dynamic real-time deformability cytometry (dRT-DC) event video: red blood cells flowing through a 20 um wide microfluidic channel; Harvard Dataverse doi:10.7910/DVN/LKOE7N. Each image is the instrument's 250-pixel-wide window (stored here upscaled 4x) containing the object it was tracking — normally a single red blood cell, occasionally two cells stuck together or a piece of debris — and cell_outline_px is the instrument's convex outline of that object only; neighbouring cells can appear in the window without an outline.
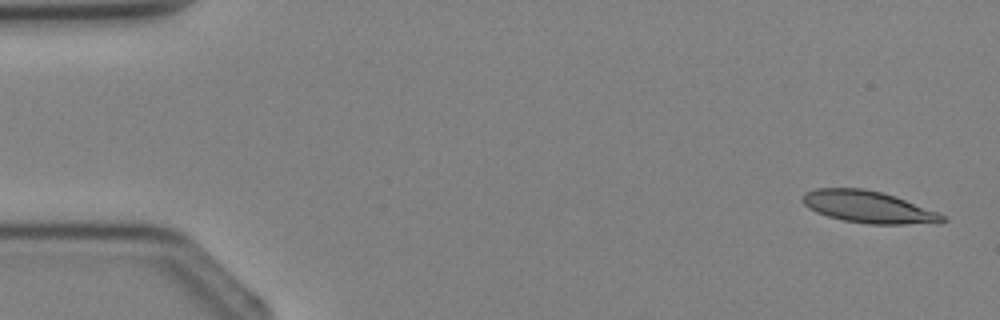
{"species": "Egyptian fruit bat (a non-hibernating species)", "species_latin": "Rousettus aegyptiacus", "temperature_condition": "cold", "stored_images_in_passage": 4, "camera_frame_rate_fps": 3000, "um_per_image_px": 0.085, "animal": {"sex": "female"}, "frame": {"image": 1, "passage_image": 1, "time_ms": 0.0, "image_size_px": [1000, 320], "cell_outline_px": [[948, 220], [904, 224], [868, 224], [844, 220], [828, 216], [816, 212], [808, 208], [800, 200], [800, 196], [804, 192], [816, 188], [864, 188], [896, 196], [936, 212], [944, 216]], "centroid_in_image_um": [73.68, 17.57], "position_along_channel_um": 11.3, "area_um2": 25.72}}
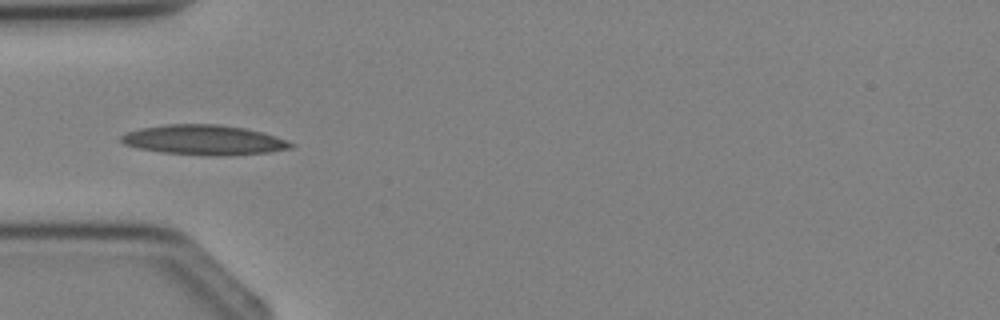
{"frame": {"image": 2, "passage_image": 4, "time_ms": 3.333, "image_size_px": [1000, 320], "cell_outline_px": [[296, 144], [292, 148], [268, 152], [164, 152], [140, 148], [124, 144], [120, 140], [120, 136], [128, 132], [140, 128], [164, 124], [220, 124], [244, 128], [264, 132], [288, 140]], "centroid_in_image_um": [17.33, 11.82], "position_along_channel_um": 67.7, "area_um2": 27.98}}